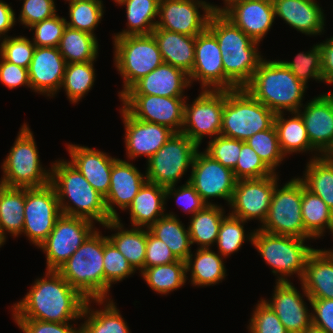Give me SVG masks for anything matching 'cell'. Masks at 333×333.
<instances>
[{
    "mask_svg": "<svg viewBox=\"0 0 333 333\" xmlns=\"http://www.w3.org/2000/svg\"><path fill=\"white\" fill-rule=\"evenodd\" d=\"M191 87L189 76L183 70L162 63L138 80L123 95H156L162 97H189L185 88Z\"/></svg>",
    "mask_w": 333,
    "mask_h": 333,
    "instance_id": "28",
    "label": "cell"
},
{
    "mask_svg": "<svg viewBox=\"0 0 333 333\" xmlns=\"http://www.w3.org/2000/svg\"><path fill=\"white\" fill-rule=\"evenodd\" d=\"M23 215L22 234L38 248L62 215L56 190L51 183L39 188H25Z\"/></svg>",
    "mask_w": 333,
    "mask_h": 333,
    "instance_id": "13",
    "label": "cell"
},
{
    "mask_svg": "<svg viewBox=\"0 0 333 333\" xmlns=\"http://www.w3.org/2000/svg\"><path fill=\"white\" fill-rule=\"evenodd\" d=\"M312 324L333 333V299L310 300Z\"/></svg>",
    "mask_w": 333,
    "mask_h": 333,
    "instance_id": "60",
    "label": "cell"
},
{
    "mask_svg": "<svg viewBox=\"0 0 333 333\" xmlns=\"http://www.w3.org/2000/svg\"><path fill=\"white\" fill-rule=\"evenodd\" d=\"M176 186L177 185L165 187L166 201L170 198H174L179 208L181 206V210L187 213V215L190 214L192 217L207 205L188 180L185 184L177 188Z\"/></svg>",
    "mask_w": 333,
    "mask_h": 333,
    "instance_id": "55",
    "label": "cell"
},
{
    "mask_svg": "<svg viewBox=\"0 0 333 333\" xmlns=\"http://www.w3.org/2000/svg\"><path fill=\"white\" fill-rule=\"evenodd\" d=\"M307 240L312 239L272 234L256 228L252 245L271 267L276 282H291L294 274L302 279L307 259L315 249L306 244Z\"/></svg>",
    "mask_w": 333,
    "mask_h": 333,
    "instance_id": "7",
    "label": "cell"
},
{
    "mask_svg": "<svg viewBox=\"0 0 333 333\" xmlns=\"http://www.w3.org/2000/svg\"><path fill=\"white\" fill-rule=\"evenodd\" d=\"M68 3L69 20L67 21L66 18L67 26L96 36L94 30L101 23L105 12L103 1H75Z\"/></svg>",
    "mask_w": 333,
    "mask_h": 333,
    "instance_id": "47",
    "label": "cell"
},
{
    "mask_svg": "<svg viewBox=\"0 0 333 333\" xmlns=\"http://www.w3.org/2000/svg\"><path fill=\"white\" fill-rule=\"evenodd\" d=\"M275 17L308 36L324 34L326 15L316 0H272Z\"/></svg>",
    "mask_w": 333,
    "mask_h": 333,
    "instance_id": "27",
    "label": "cell"
},
{
    "mask_svg": "<svg viewBox=\"0 0 333 333\" xmlns=\"http://www.w3.org/2000/svg\"><path fill=\"white\" fill-rule=\"evenodd\" d=\"M207 28L215 35L224 67V90L244 88L263 59L259 42L252 40L222 13L213 12Z\"/></svg>",
    "mask_w": 333,
    "mask_h": 333,
    "instance_id": "2",
    "label": "cell"
},
{
    "mask_svg": "<svg viewBox=\"0 0 333 333\" xmlns=\"http://www.w3.org/2000/svg\"><path fill=\"white\" fill-rule=\"evenodd\" d=\"M323 157L328 161L333 163V144L330 146V148L325 152Z\"/></svg>",
    "mask_w": 333,
    "mask_h": 333,
    "instance_id": "65",
    "label": "cell"
},
{
    "mask_svg": "<svg viewBox=\"0 0 333 333\" xmlns=\"http://www.w3.org/2000/svg\"><path fill=\"white\" fill-rule=\"evenodd\" d=\"M310 299H333V254L329 249H314L300 280Z\"/></svg>",
    "mask_w": 333,
    "mask_h": 333,
    "instance_id": "29",
    "label": "cell"
},
{
    "mask_svg": "<svg viewBox=\"0 0 333 333\" xmlns=\"http://www.w3.org/2000/svg\"><path fill=\"white\" fill-rule=\"evenodd\" d=\"M124 0H113V2H115L116 3V5L118 4H120L121 2H123Z\"/></svg>",
    "mask_w": 333,
    "mask_h": 333,
    "instance_id": "68",
    "label": "cell"
},
{
    "mask_svg": "<svg viewBox=\"0 0 333 333\" xmlns=\"http://www.w3.org/2000/svg\"><path fill=\"white\" fill-rule=\"evenodd\" d=\"M42 277L35 279L24 298L13 303L10 308L13 319L58 323L81 319L87 299L58 271L46 270Z\"/></svg>",
    "mask_w": 333,
    "mask_h": 333,
    "instance_id": "1",
    "label": "cell"
},
{
    "mask_svg": "<svg viewBox=\"0 0 333 333\" xmlns=\"http://www.w3.org/2000/svg\"><path fill=\"white\" fill-rule=\"evenodd\" d=\"M223 15L256 42L270 32L276 19L272 0H245L231 5Z\"/></svg>",
    "mask_w": 333,
    "mask_h": 333,
    "instance_id": "25",
    "label": "cell"
},
{
    "mask_svg": "<svg viewBox=\"0 0 333 333\" xmlns=\"http://www.w3.org/2000/svg\"><path fill=\"white\" fill-rule=\"evenodd\" d=\"M97 229L81 217L61 215L46 240L38 247L46 258V270L57 271Z\"/></svg>",
    "mask_w": 333,
    "mask_h": 333,
    "instance_id": "14",
    "label": "cell"
},
{
    "mask_svg": "<svg viewBox=\"0 0 333 333\" xmlns=\"http://www.w3.org/2000/svg\"><path fill=\"white\" fill-rule=\"evenodd\" d=\"M246 223L248 222L229 213L223 218L215 244L218 248L217 252L221 256L229 258L233 253L239 251L246 241L252 244L255 229L245 232Z\"/></svg>",
    "mask_w": 333,
    "mask_h": 333,
    "instance_id": "45",
    "label": "cell"
},
{
    "mask_svg": "<svg viewBox=\"0 0 333 333\" xmlns=\"http://www.w3.org/2000/svg\"><path fill=\"white\" fill-rule=\"evenodd\" d=\"M148 230L163 241L179 260L186 261L191 254V238L188 227L173 212H166Z\"/></svg>",
    "mask_w": 333,
    "mask_h": 333,
    "instance_id": "36",
    "label": "cell"
},
{
    "mask_svg": "<svg viewBox=\"0 0 333 333\" xmlns=\"http://www.w3.org/2000/svg\"><path fill=\"white\" fill-rule=\"evenodd\" d=\"M141 277L159 295H167L186 283V261L177 260L170 264L145 268Z\"/></svg>",
    "mask_w": 333,
    "mask_h": 333,
    "instance_id": "42",
    "label": "cell"
},
{
    "mask_svg": "<svg viewBox=\"0 0 333 333\" xmlns=\"http://www.w3.org/2000/svg\"><path fill=\"white\" fill-rule=\"evenodd\" d=\"M35 45L26 36H8L0 46V56L9 63L23 68H29Z\"/></svg>",
    "mask_w": 333,
    "mask_h": 333,
    "instance_id": "50",
    "label": "cell"
},
{
    "mask_svg": "<svg viewBox=\"0 0 333 333\" xmlns=\"http://www.w3.org/2000/svg\"><path fill=\"white\" fill-rule=\"evenodd\" d=\"M94 62L66 64L61 89L71 104H78L92 90L96 80Z\"/></svg>",
    "mask_w": 333,
    "mask_h": 333,
    "instance_id": "44",
    "label": "cell"
},
{
    "mask_svg": "<svg viewBox=\"0 0 333 333\" xmlns=\"http://www.w3.org/2000/svg\"><path fill=\"white\" fill-rule=\"evenodd\" d=\"M66 150L70 163L75 166L91 186L102 196H106L110 188V177L113 162L117 159L104 151L67 143Z\"/></svg>",
    "mask_w": 333,
    "mask_h": 333,
    "instance_id": "26",
    "label": "cell"
},
{
    "mask_svg": "<svg viewBox=\"0 0 333 333\" xmlns=\"http://www.w3.org/2000/svg\"><path fill=\"white\" fill-rule=\"evenodd\" d=\"M275 113L256 100L245 88L225 90L220 135L246 141L274 124Z\"/></svg>",
    "mask_w": 333,
    "mask_h": 333,
    "instance_id": "8",
    "label": "cell"
},
{
    "mask_svg": "<svg viewBox=\"0 0 333 333\" xmlns=\"http://www.w3.org/2000/svg\"><path fill=\"white\" fill-rule=\"evenodd\" d=\"M318 44L321 49L323 83L333 85V36Z\"/></svg>",
    "mask_w": 333,
    "mask_h": 333,
    "instance_id": "61",
    "label": "cell"
},
{
    "mask_svg": "<svg viewBox=\"0 0 333 333\" xmlns=\"http://www.w3.org/2000/svg\"><path fill=\"white\" fill-rule=\"evenodd\" d=\"M6 242V239L1 235V232H0V248L5 244Z\"/></svg>",
    "mask_w": 333,
    "mask_h": 333,
    "instance_id": "66",
    "label": "cell"
},
{
    "mask_svg": "<svg viewBox=\"0 0 333 333\" xmlns=\"http://www.w3.org/2000/svg\"><path fill=\"white\" fill-rule=\"evenodd\" d=\"M215 7L206 0H160L156 28L197 36L207 28Z\"/></svg>",
    "mask_w": 333,
    "mask_h": 333,
    "instance_id": "16",
    "label": "cell"
},
{
    "mask_svg": "<svg viewBox=\"0 0 333 333\" xmlns=\"http://www.w3.org/2000/svg\"><path fill=\"white\" fill-rule=\"evenodd\" d=\"M66 27V17H60L57 13L28 29L34 30L31 40L36 47H58Z\"/></svg>",
    "mask_w": 333,
    "mask_h": 333,
    "instance_id": "51",
    "label": "cell"
},
{
    "mask_svg": "<svg viewBox=\"0 0 333 333\" xmlns=\"http://www.w3.org/2000/svg\"><path fill=\"white\" fill-rule=\"evenodd\" d=\"M301 214L305 230L315 240L325 236L327 231L333 236V211L319 196L309 191L303 181Z\"/></svg>",
    "mask_w": 333,
    "mask_h": 333,
    "instance_id": "40",
    "label": "cell"
},
{
    "mask_svg": "<svg viewBox=\"0 0 333 333\" xmlns=\"http://www.w3.org/2000/svg\"><path fill=\"white\" fill-rule=\"evenodd\" d=\"M66 61L57 47H35L28 68L31 91L53 98L61 90Z\"/></svg>",
    "mask_w": 333,
    "mask_h": 333,
    "instance_id": "23",
    "label": "cell"
},
{
    "mask_svg": "<svg viewBox=\"0 0 333 333\" xmlns=\"http://www.w3.org/2000/svg\"><path fill=\"white\" fill-rule=\"evenodd\" d=\"M307 162L303 176L299 178L309 191L319 196L333 211V163L323 156Z\"/></svg>",
    "mask_w": 333,
    "mask_h": 333,
    "instance_id": "43",
    "label": "cell"
},
{
    "mask_svg": "<svg viewBox=\"0 0 333 333\" xmlns=\"http://www.w3.org/2000/svg\"><path fill=\"white\" fill-rule=\"evenodd\" d=\"M280 61L307 87L310 79L323 83L322 57L318 43L310 47L308 51L297 53L292 61Z\"/></svg>",
    "mask_w": 333,
    "mask_h": 333,
    "instance_id": "48",
    "label": "cell"
},
{
    "mask_svg": "<svg viewBox=\"0 0 333 333\" xmlns=\"http://www.w3.org/2000/svg\"><path fill=\"white\" fill-rule=\"evenodd\" d=\"M291 117H284L286 112L275 114L274 126L277 131L278 141L282 153L287 155L308 153L312 154L310 159L318 158L321 155L311 146L307 130L305 128L303 119L298 112H290ZM314 151V152H313Z\"/></svg>",
    "mask_w": 333,
    "mask_h": 333,
    "instance_id": "35",
    "label": "cell"
},
{
    "mask_svg": "<svg viewBox=\"0 0 333 333\" xmlns=\"http://www.w3.org/2000/svg\"><path fill=\"white\" fill-rule=\"evenodd\" d=\"M220 204L206 205L202 210L190 218L188 232L191 243L197 244V248H211L216 243L219 227L223 218L227 215Z\"/></svg>",
    "mask_w": 333,
    "mask_h": 333,
    "instance_id": "39",
    "label": "cell"
},
{
    "mask_svg": "<svg viewBox=\"0 0 333 333\" xmlns=\"http://www.w3.org/2000/svg\"><path fill=\"white\" fill-rule=\"evenodd\" d=\"M256 100L275 114L298 112L307 86L279 60L263 58L252 80L244 87Z\"/></svg>",
    "mask_w": 333,
    "mask_h": 333,
    "instance_id": "4",
    "label": "cell"
},
{
    "mask_svg": "<svg viewBox=\"0 0 333 333\" xmlns=\"http://www.w3.org/2000/svg\"><path fill=\"white\" fill-rule=\"evenodd\" d=\"M301 287L302 294L292 282H276L270 300L262 298L279 317L288 333H304L312 324L311 310L304 297L309 304L311 299L302 284Z\"/></svg>",
    "mask_w": 333,
    "mask_h": 333,
    "instance_id": "19",
    "label": "cell"
},
{
    "mask_svg": "<svg viewBox=\"0 0 333 333\" xmlns=\"http://www.w3.org/2000/svg\"><path fill=\"white\" fill-rule=\"evenodd\" d=\"M195 61L189 76L192 84L200 83L201 90H224V67L215 35L206 28L196 36Z\"/></svg>",
    "mask_w": 333,
    "mask_h": 333,
    "instance_id": "21",
    "label": "cell"
},
{
    "mask_svg": "<svg viewBox=\"0 0 333 333\" xmlns=\"http://www.w3.org/2000/svg\"><path fill=\"white\" fill-rule=\"evenodd\" d=\"M104 299H111L109 293L112 284L119 283L125 278L135 274L123 254L104 236Z\"/></svg>",
    "mask_w": 333,
    "mask_h": 333,
    "instance_id": "46",
    "label": "cell"
},
{
    "mask_svg": "<svg viewBox=\"0 0 333 333\" xmlns=\"http://www.w3.org/2000/svg\"><path fill=\"white\" fill-rule=\"evenodd\" d=\"M160 0H124L127 28L112 36L150 35L156 28Z\"/></svg>",
    "mask_w": 333,
    "mask_h": 333,
    "instance_id": "37",
    "label": "cell"
},
{
    "mask_svg": "<svg viewBox=\"0 0 333 333\" xmlns=\"http://www.w3.org/2000/svg\"><path fill=\"white\" fill-rule=\"evenodd\" d=\"M199 146L182 133H174L146 162V179L163 187L177 185L188 169Z\"/></svg>",
    "mask_w": 333,
    "mask_h": 333,
    "instance_id": "11",
    "label": "cell"
},
{
    "mask_svg": "<svg viewBox=\"0 0 333 333\" xmlns=\"http://www.w3.org/2000/svg\"><path fill=\"white\" fill-rule=\"evenodd\" d=\"M118 219H111L102 227L115 233L108 235V240L123 254L135 271L141 273L144 270L146 255L147 228H124V224Z\"/></svg>",
    "mask_w": 333,
    "mask_h": 333,
    "instance_id": "30",
    "label": "cell"
},
{
    "mask_svg": "<svg viewBox=\"0 0 333 333\" xmlns=\"http://www.w3.org/2000/svg\"><path fill=\"white\" fill-rule=\"evenodd\" d=\"M120 114L125 129V150L127 160L145 156L152 157L175 133L169 127L138 120L132 117L123 107Z\"/></svg>",
    "mask_w": 333,
    "mask_h": 333,
    "instance_id": "20",
    "label": "cell"
},
{
    "mask_svg": "<svg viewBox=\"0 0 333 333\" xmlns=\"http://www.w3.org/2000/svg\"><path fill=\"white\" fill-rule=\"evenodd\" d=\"M25 122L1 164L0 182L10 188H39L51 183V167L44 168L33 132Z\"/></svg>",
    "mask_w": 333,
    "mask_h": 333,
    "instance_id": "5",
    "label": "cell"
},
{
    "mask_svg": "<svg viewBox=\"0 0 333 333\" xmlns=\"http://www.w3.org/2000/svg\"><path fill=\"white\" fill-rule=\"evenodd\" d=\"M67 64L97 61L99 42L95 35L66 27L58 45Z\"/></svg>",
    "mask_w": 333,
    "mask_h": 333,
    "instance_id": "41",
    "label": "cell"
},
{
    "mask_svg": "<svg viewBox=\"0 0 333 333\" xmlns=\"http://www.w3.org/2000/svg\"><path fill=\"white\" fill-rule=\"evenodd\" d=\"M50 164L51 184L56 190L63 215L85 218L102 226L111 220L104 196L69 160L58 158Z\"/></svg>",
    "mask_w": 333,
    "mask_h": 333,
    "instance_id": "3",
    "label": "cell"
},
{
    "mask_svg": "<svg viewBox=\"0 0 333 333\" xmlns=\"http://www.w3.org/2000/svg\"><path fill=\"white\" fill-rule=\"evenodd\" d=\"M66 2H75V1H102V0H65Z\"/></svg>",
    "mask_w": 333,
    "mask_h": 333,
    "instance_id": "67",
    "label": "cell"
},
{
    "mask_svg": "<svg viewBox=\"0 0 333 333\" xmlns=\"http://www.w3.org/2000/svg\"><path fill=\"white\" fill-rule=\"evenodd\" d=\"M113 62L123 79L120 98L138 80L163 63L157 41L150 35L112 36Z\"/></svg>",
    "mask_w": 333,
    "mask_h": 333,
    "instance_id": "9",
    "label": "cell"
},
{
    "mask_svg": "<svg viewBox=\"0 0 333 333\" xmlns=\"http://www.w3.org/2000/svg\"><path fill=\"white\" fill-rule=\"evenodd\" d=\"M253 309L247 325L248 333H288L279 317L262 298Z\"/></svg>",
    "mask_w": 333,
    "mask_h": 333,
    "instance_id": "54",
    "label": "cell"
},
{
    "mask_svg": "<svg viewBox=\"0 0 333 333\" xmlns=\"http://www.w3.org/2000/svg\"><path fill=\"white\" fill-rule=\"evenodd\" d=\"M165 187L146 181L126 209L133 227L149 228L166 215Z\"/></svg>",
    "mask_w": 333,
    "mask_h": 333,
    "instance_id": "31",
    "label": "cell"
},
{
    "mask_svg": "<svg viewBox=\"0 0 333 333\" xmlns=\"http://www.w3.org/2000/svg\"><path fill=\"white\" fill-rule=\"evenodd\" d=\"M222 1L224 6L221 7L220 5L219 6L216 5L215 9L213 10L214 12L223 14L231 5L245 0H222Z\"/></svg>",
    "mask_w": 333,
    "mask_h": 333,
    "instance_id": "63",
    "label": "cell"
},
{
    "mask_svg": "<svg viewBox=\"0 0 333 333\" xmlns=\"http://www.w3.org/2000/svg\"><path fill=\"white\" fill-rule=\"evenodd\" d=\"M304 333H328L326 330H324L323 328H320L318 326H315L313 324H311Z\"/></svg>",
    "mask_w": 333,
    "mask_h": 333,
    "instance_id": "64",
    "label": "cell"
},
{
    "mask_svg": "<svg viewBox=\"0 0 333 333\" xmlns=\"http://www.w3.org/2000/svg\"><path fill=\"white\" fill-rule=\"evenodd\" d=\"M104 235L97 228L57 270L86 299H104Z\"/></svg>",
    "mask_w": 333,
    "mask_h": 333,
    "instance_id": "6",
    "label": "cell"
},
{
    "mask_svg": "<svg viewBox=\"0 0 333 333\" xmlns=\"http://www.w3.org/2000/svg\"><path fill=\"white\" fill-rule=\"evenodd\" d=\"M23 333H81V323L44 322L36 319H13ZM78 328V329H77Z\"/></svg>",
    "mask_w": 333,
    "mask_h": 333,
    "instance_id": "57",
    "label": "cell"
},
{
    "mask_svg": "<svg viewBox=\"0 0 333 333\" xmlns=\"http://www.w3.org/2000/svg\"><path fill=\"white\" fill-rule=\"evenodd\" d=\"M278 172L262 178L239 179L229 203V214L244 221L266 220L272 195L279 182Z\"/></svg>",
    "mask_w": 333,
    "mask_h": 333,
    "instance_id": "15",
    "label": "cell"
},
{
    "mask_svg": "<svg viewBox=\"0 0 333 333\" xmlns=\"http://www.w3.org/2000/svg\"><path fill=\"white\" fill-rule=\"evenodd\" d=\"M91 303L101 308L93 309ZM81 319V333H131L113 299H87Z\"/></svg>",
    "mask_w": 333,
    "mask_h": 333,
    "instance_id": "32",
    "label": "cell"
},
{
    "mask_svg": "<svg viewBox=\"0 0 333 333\" xmlns=\"http://www.w3.org/2000/svg\"><path fill=\"white\" fill-rule=\"evenodd\" d=\"M146 181V174H142L136 165L130 161L117 158L113 162L110 188L104 197L111 219L119 218V213H117L115 206L122 211H126Z\"/></svg>",
    "mask_w": 333,
    "mask_h": 333,
    "instance_id": "24",
    "label": "cell"
},
{
    "mask_svg": "<svg viewBox=\"0 0 333 333\" xmlns=\"http://www.w3.org/2000/svg\"><path fill=\"white\" fill-rule=\"evenodd\" d=\"M177 260L169 247L163 241L155 237L147 228L144 269L157 265L170 264Z\"/></svg>",
    "mask_w": 333,
    "mask_h": 333,
    "instance_id": "58",
    "label": "cell"
},
{
    "mask_svg": "<svg viewBox=\"0 0 333 333\" xmlns=\"http://www.w3.org/2000/svg\"><path fill=\"white\" fill-rule=\"evenodd\" d=\"M0 82L7 88L13 90L26 86L31 89L28 69L5 61L0 56Z\"/></svg>",
    "mask_w": 333,
    "mask_h": 333,
    "instance_id": "59",
    "label": "cell"
},
{
    "mask_svg": "<svg viewBox=\"0 0 333 333\" xmlns=\"http://www.w3.org/2000/svg\"><path fill=\"white\" fill-rule=\"evenodd\" d=\"M190 171L187 180L207 205H214L212 198L224 199L229 205L237 182L233 170L198 150Z\"/></svg>",
    "mask_w": 333,
    "mask_h": 333,
    "instance_id": "17",
    "label": "cell"
},
{
    "mask_svg": "<svg viewBox=\"0 0 333 333\" xmlns=\"http://www.w3.org/2000/svg\"><path fill=\"white\" fill-rule=\"evenodd\" d=\"M245 142L274 173H277V167L286 157L281 151L274 124L267 130L257 132Z\"/></svg>",
    "mask_w": 333,
    "mask_h": 333,
    "instance_id": "49",
    "label": "cell"
},
{
    "mask_svg": "<svg viewBox=\"0 0 333 333\" xmlns=\"http://www.w3.org/2000/svg\"><path fill=\"white\" fill-rule=\"evenodd\" d=\"M122 107L134 118L169 127L181 133L187 97L122 95Z\"/></svg>",
    "mask_w": 333,
    "mask_h": 333,
    "instance_id": "18",
    "label": "cell"
},
{
    "mask_svg": "<svg viewBox=\"0 0 333 333\" xmlns=\"http://www.w3.org/2000/svg\"><path fill=\"white\" fill-rule=\"evenodd\" d=\"M152 35L157 41L164 63L190 74L195 61L196 36L155 28Z\"/></svg>",
    "mask_w": 333,
    "mask_h": 333,
    "instance_id": "33",
    "label": "cell"
},
{
    "mask_svg": "<svg viewBox=\"0 0 333 333\" xmlns=\"http://www.w3.org/2000/svg\"><path fill=\"white\" fill-rule=\"evenodd\" d=\"M298 113L303 119L311 146L323 156L333 144V90L308 100Z\"/></svg>",
    "mask_w": 333,
    "mask_h": 333,
    "instance_id": "22",
    "label": "cell"
},
{
    "mask_svg": "<svg viewBox=\"0 0 333 333\" xmlns=\"http://www.w3.org/2000/svg\"><path fill=\"white\" fill-rule=\"evenodd\" d=\"M281 186L276 184L266 220L258 229L272 234L315 240L304 228L301 214L302 180L295 176Z\"/></svg>",
    "mask_w": 333,
    "mask_h": 333,
    "instance_id": "10",
    "label": "cell"
},
{
    "mask_svg": "<svg viewBox=\"0 0 333 333\" xmlns=\"http://www.w3.org/2000/svg\"><path fill=\"white\" fill-rule=\"evenodd\" d=\"M233 173L237 180L262 178L274 174L257 153L244 141H242L240 155Z\"/></svg>",
    "mask_w": 333,
    "mask_h": 333,
    "instance_id": "52",
    "label": "cell"
},
{
    "mask_svg": "<svg viewBox=\"0 0 333 333\" xmlns=\"http://www.w3.org/2000/svg\"><path fill=\"white\" fill-rule=\"evenodd\" d=\"M242 141L219 135L210 141L203 150L212 159L233 170L238 162Z\"/></svg>",
    "mask_w": 333,
    "mask_h": 333,
    "instance_id": "53",
    "label": "cell"
},
{
    "mask_svg": "<svg viewBox=\"0 0 333 333\" xmlns=\"http://www.w3.org/2000/svg\"><path fill=\"white\" fill-rule=\"evenodd\" d=\"M14 11L10 4L0 0V37L2 39L7 38V33L16 25V14Z\"/></svg>",
    "mask_w": 333,
    "mask_h": 333,
    "instance_id": "62",
    "label": "cell"
},
{
    "mask_svg": "<svg viewBox=\"0 0 333 333\" xmlns=\"http://www.w3.org/2000/svg\"><path fill=\"white\" fill-rule=\"evenodd\" d=\"M57 14L55 0H23L17 20L29 28L35 23L51 18Z\"/></svg>",
    "mask_w": 333,
    "mask_h": 333,
    "instance_id": "56",
    "label": "cell"
},
{
    "mask_svg": "<svg viewBox=\"0 0 333 333\" xmlns=\"http://www.w3.org/2000/svg\"><path fill=\"white\" fill-rule=\"evenodd\" d=\"M187 99L181 133L200 147L203 138L213 139L221 133L225 90H201L192 103Z\"/></svg>",
    "mask_w": 333,
    "mask_h": 333,
    "instance_id": "12",
    "label": "cell"
},
{
    "mask_svg": "<svg viewBox=\"0 0 333 333\" xmlns=\"http://www.w3.org/2000/svg\"><path fill=\"white\" fill-rule=\"evenodd\" d=\"M24 206L25 188L0 187V232L6 240L7 234L13 238L22 235Z\"/></svg>",
    "mask_w": 333,
    "mask_h": 333,
    "instance_id": "38",
    "label": "cell"
},
{
    "mask_svg": "<svg viewBox=\"0 0 333 333\" xmlns=\"http://www.w3.org/2000/svg\"><path fill=\"white\" fill-rule=\"evenodd\" d=\"M223 259L226 258L214 252L212 247L197 248L194 255L191 252L186 260V275L190 274V279L186 276V280H189L193 287L214 286L222 283L227 276Z\"/></svg>",
    "mask_w": 333,
    "mask_h": 333,
    "instance_id": "34",
    "label": "cell"
}]
</instances>
